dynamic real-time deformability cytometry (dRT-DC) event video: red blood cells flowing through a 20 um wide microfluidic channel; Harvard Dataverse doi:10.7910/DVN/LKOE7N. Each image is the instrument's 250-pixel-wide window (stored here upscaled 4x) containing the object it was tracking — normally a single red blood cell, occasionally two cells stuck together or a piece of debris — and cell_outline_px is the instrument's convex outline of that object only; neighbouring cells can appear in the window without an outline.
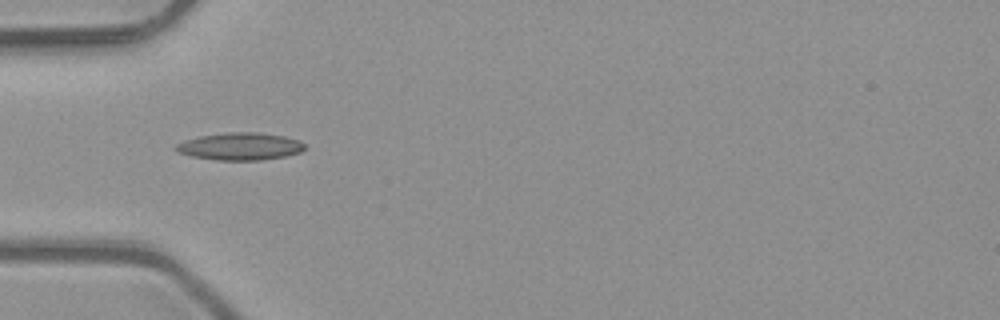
{"species": "common noctule bat (a hibernating species)", "species_latin": "Nyctalus noctula", "temperature_condition": "room temperature", "stored_images_in_passage": 5, "camera_frame_rate_fps": 3000, "um_per_image_px": 0.085, "animal": {"sex": "male", "body_mass_g": 23.1, "forearm_length_mm": 52.7}, "frame": {"image": 1, "passage_image": 4, "time_ms": 1.0, "image_size_px": [1000, 320], "cell_outline_px": [[304, 148], [300, 152], [284, 156], [260, 160], [216, 160], [192, 156], [176, 152], [172, 148], [176, 144], [184, 140], [200, 136], [228, 132], [256, 132], [284, 136], [296, 140], [304, 144]], "centroid_in_image_um": [20.34, 12.44], "position_along_channel_um": 64.7, "area_um2": 20.46}}
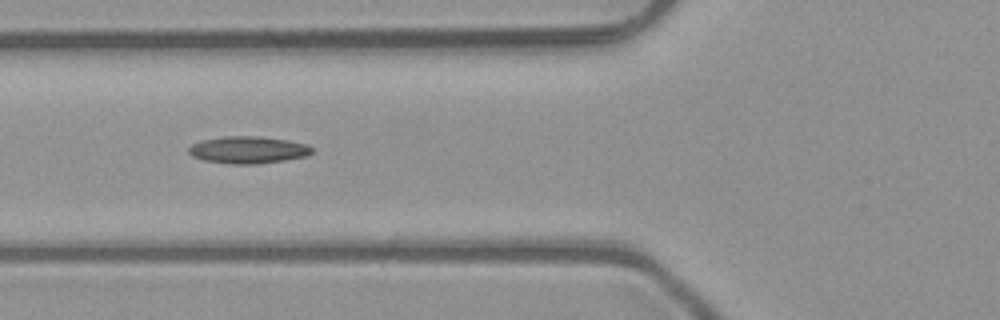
{"frame": {"image": 2, "passage_image": 5, "time_ms": 1.333, "image_size_px": [1000, 320], "cell_outline_px": [[312, 152], [308, 156], [284, 160], [256, 164], [232, 164], [204, 160], [192, 156], [188, 152], [188, 148], [192, 144], [200, 140], [224, 136], [256, 136], [288, 140], [308, 144], [312, 148]], "centroid_in_image_um": [21.08, 12.73], "position_along_channel_um": 104.7, "area_um2": 19.54}}